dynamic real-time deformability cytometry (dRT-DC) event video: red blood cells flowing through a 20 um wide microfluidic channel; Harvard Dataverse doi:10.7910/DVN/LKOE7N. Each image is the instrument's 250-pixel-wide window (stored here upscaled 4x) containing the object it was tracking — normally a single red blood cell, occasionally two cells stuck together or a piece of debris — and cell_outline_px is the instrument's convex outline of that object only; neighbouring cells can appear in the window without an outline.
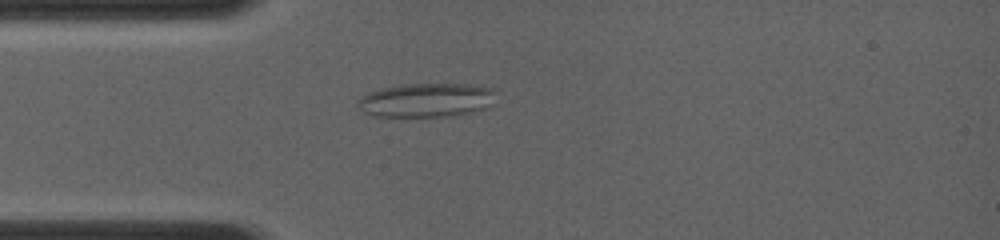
{"species": "common noctule bat (a hibernating species)", "species_latin": "Nyctalus noctula", "temperature_condition": "room temperature", "stored_images_in_passage": 11, "camera_frame_rate_fps": 4000, "um_per_image_px": 0.085, "animal": {"sex": "female", "body_mass_g": 19.0, "forearm_length_mm": 56.7}, "frame": {"image": 1, "passage_image": 8, "time_ms": 3.5, "image_size_px": [1000, 240], "cell_outline_px": [[496, 92], [488, 108], [456, 116], [376, 116], [364, 112], [356, 104], [356, 100], [360, 96], [368, 92], [380, 88], [408, 84], [468, 84], [492, 88]], "centroid_in_image_um": [36.23, 8.51], "position_along_channel_um": 48.8, "area_um2": 27.46}}
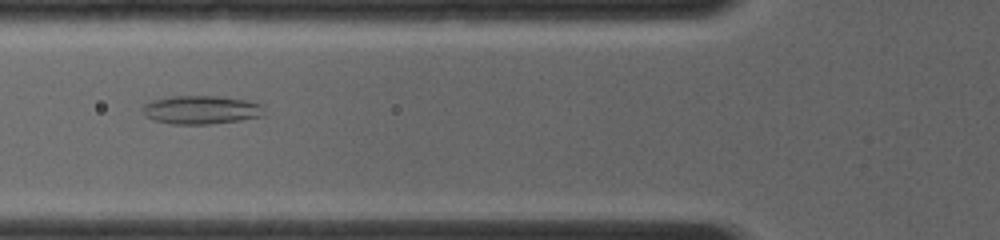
{"frame": {"image": 2, "passage_image": 10, "time_ms": 5.0, "image_size_px": [1000, 240], "cell_outline_px": [[264, 116], [240, 120], [208, 124], [172, 124], [156, 120], [148, 116], [140, 108], [144, 104], [152, 100], [172, 96], [220, 96], [248, 100], [264, 104]], "centroid_in_image_um": [17.16, 9.32], "position_along_channel_um": 108.6, "area_um2": 20.29}}